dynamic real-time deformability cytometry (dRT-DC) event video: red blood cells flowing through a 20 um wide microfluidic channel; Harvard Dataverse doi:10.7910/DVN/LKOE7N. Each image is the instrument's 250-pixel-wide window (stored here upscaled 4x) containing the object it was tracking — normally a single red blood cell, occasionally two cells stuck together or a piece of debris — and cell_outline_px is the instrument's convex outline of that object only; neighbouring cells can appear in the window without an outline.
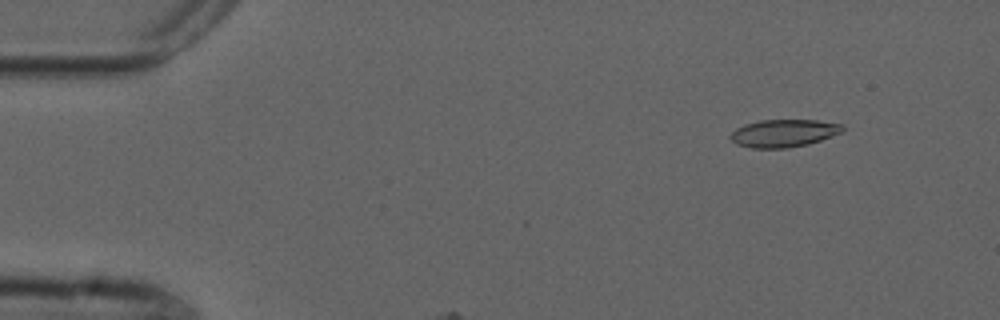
{"species": "common noctule bat (a hibernating species)", "species_latin": "Nyctalus noctula", "temperature_condition": "cold", "stored_images_in_passage": 42, "camera_frame_rate_fps": 3000, "um_per_image_px": 0.085, "animal": {"sex": "male", "forearm_length_mm": 52.5}, "frame": {"image": 1, "passage_image": 6, "time_ms": 1.667, "image_size_px": [1000, 320], "cell_outline_px": [[844, 132], [808, 144], [784, 148], [752, 148], [736, 144], [728, 136], [736, 128], [744, 124], [760, 120], [816, 120], [844, 124]], "centroid_in_image_um": [66.62, 11.31], "position_along_channel_um": 18.4, "area_um2": 18.15}}